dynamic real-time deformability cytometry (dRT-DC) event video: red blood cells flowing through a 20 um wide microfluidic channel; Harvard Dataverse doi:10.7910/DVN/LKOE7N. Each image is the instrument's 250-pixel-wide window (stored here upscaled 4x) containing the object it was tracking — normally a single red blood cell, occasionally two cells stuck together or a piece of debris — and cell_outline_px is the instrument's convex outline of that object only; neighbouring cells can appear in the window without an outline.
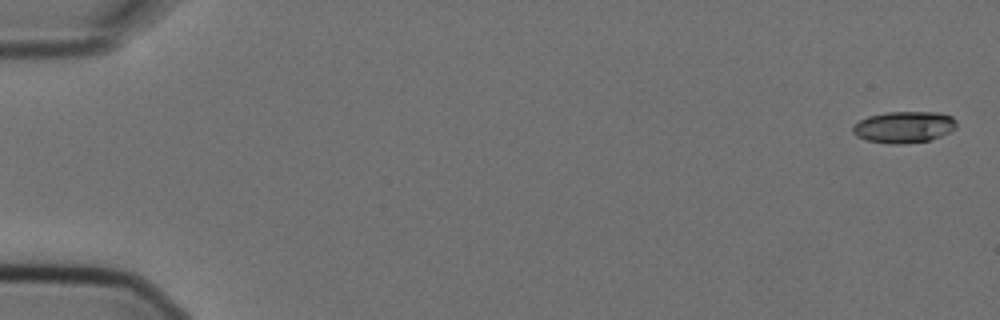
{"species": "Egyptian fruit bat (a non-hibernating species)", "species_latin": "Rousettus aegyptiacus", "temperature_condition": "cold", "stored_images_in_passage": 10, "camera_frame_rate_fps": 3000, "um_per_image_px": 0.085, "animal": {"sex": "female"}, "frame": {"image": 1, "passage_image": 1, "time_ms": 0.0, "image_size_px": [1000, 320], "cell_outline_px": [[956, 128], [940, 136], [928, 140], [900, 144], [888, 144], [868, 140], [856, 136], [852, 132], [852, 128], [860, 120], [868, 116], [888, 112], [940, 112], [952, 116], [956, 120]], "centroid_in_image_um": [76.84, 10.79], "position_along_channel_um": 8.2, "area_um2": 18.96}}
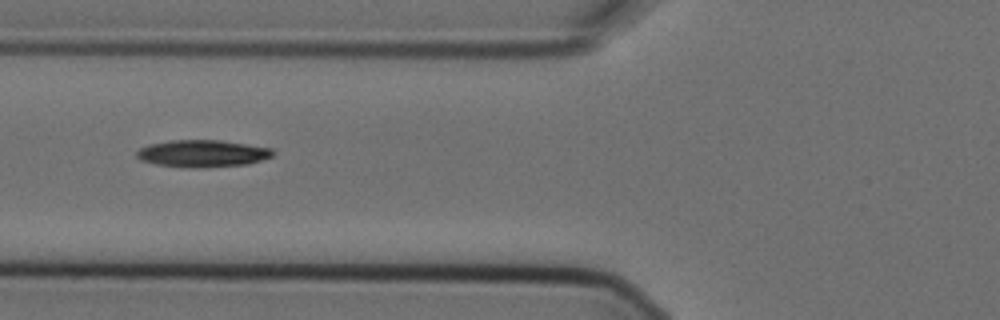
{"frame": {"image": 2, "passage_image": 7, "time_ms": 2.0, "image_size_px": [1000, 320], "cell_outline_px": [[272, 156], [248, 164], [204, 168], [196, 168], [156, 164], [140, 160], [136, 156], [136, 152], [140, 148], [148, 144], [172, 140], [220, 140], [272, 148]], "centroid_in_image_um": [17.18, 13.05], "position_along_channel_um": 108.6, "area_um2": 21.44}}
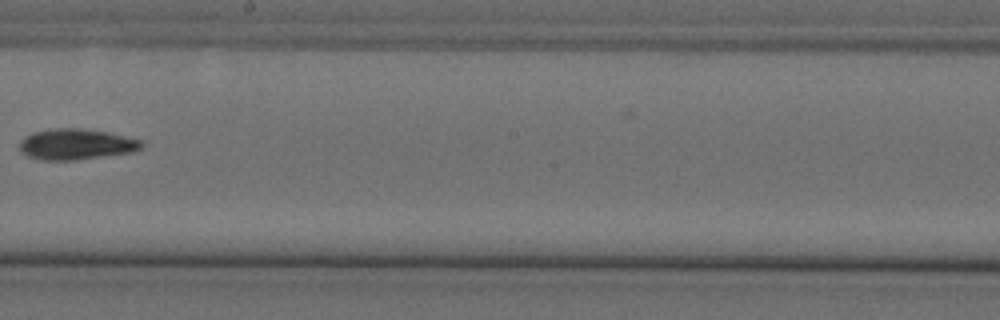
{"frame": {"image": 3, "passage_image": 10, "time_ms": 3.0, "image_size_px": [1000, 320], "cell_outline_px": [[144, 144], [140, 148], [132, 152], [76, 160], [40, 160], [28, 156], [20, 152], [20, 140], [24, 136], [32, 132], [52, 128], [80, 128], [108, 132], [144, 140]], "centroid_in_image_um": [6.46, 12.25], "position_along_channel_um": 241.7, "area_um2": 22.14}}